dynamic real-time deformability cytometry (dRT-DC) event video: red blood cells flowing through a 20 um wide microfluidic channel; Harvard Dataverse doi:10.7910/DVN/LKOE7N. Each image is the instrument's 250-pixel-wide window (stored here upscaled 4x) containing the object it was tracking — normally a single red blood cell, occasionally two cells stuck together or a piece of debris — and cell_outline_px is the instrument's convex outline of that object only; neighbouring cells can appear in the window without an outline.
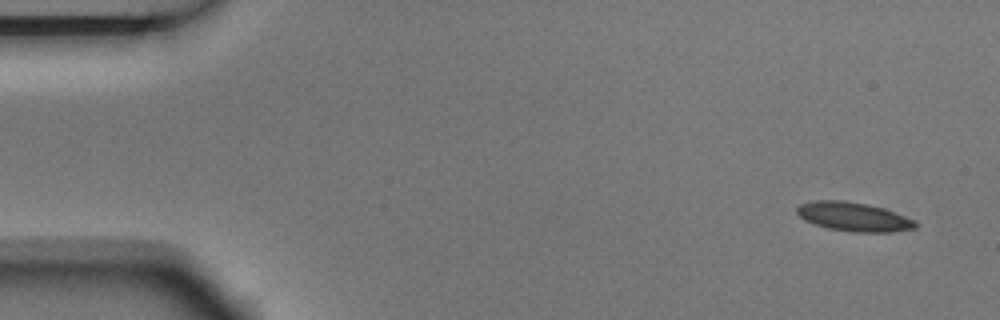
{"species": "Egyptian fruit bat (a non-hibernating species)", "species_latin": "Rousettus aegyptiacus", "temperature_condition": "room temperature", "stored_images_in_passage": 4, "camera_frame_rate_fps": 3000, "um_per_image_px": 0.085, "animal": {"sex": "male"}, "frame": {"image": 1, "passage_image": 1, "time_ms": 0.0, "image_size_px": [1000, 320], "cell_outline_px": [[916, 228], [888, 232], [852, 232], [828, 228], [804, 220], [796, 212], [796, 208], [800, 204], [812, 200], [844, 200], [868, 204], [884, 208], [904, 216], [912, 220], [916, 224]], "centroid_in_image_um": [72.51, 18.41], "position_along_channel_um": 12.5, "area_um2": 19.88}}